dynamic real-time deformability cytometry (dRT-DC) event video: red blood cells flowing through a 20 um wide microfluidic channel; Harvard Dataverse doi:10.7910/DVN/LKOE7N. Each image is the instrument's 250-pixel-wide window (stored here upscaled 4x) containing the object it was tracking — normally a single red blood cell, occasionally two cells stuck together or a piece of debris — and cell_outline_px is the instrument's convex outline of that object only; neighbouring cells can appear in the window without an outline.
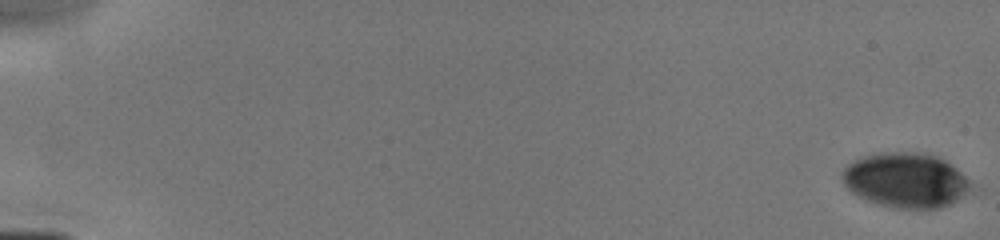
{"species": "human", "species_latin": "Homo sapiens", "temperature_condition": "cold", "stored_images_in_passage": 13, "camera_frame_rate_fps": 3000, "um_per_image_px": 0.085, "donor": {"sex": "male"}, "frame": {"image": 1, "passage_image": 1, "time_ms": 0.0, "image_size_px": [1000, 240], "cell_outline_px": [[972, 188], [956, 200], [940, 208], [896, 208], [880, 204], [856, 196], [844, 184], [840, 176], [840, 172], [852, 160], [860, 156], [880, 152], [924, 152], [936, 156], [944, 160], [956, 168], [968, 180]], "centroid_in_image_um": [76.92, 15.29], "position_along_channel_um": 8.1, "area_um2": 41.1}}
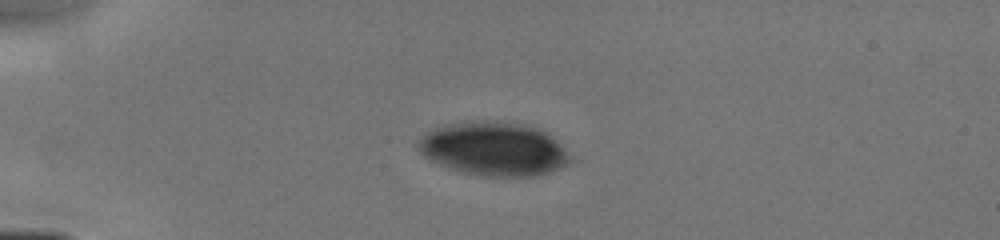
{"frame": {"image": 2, "passage_image": 7, "time_ms": 4.333, "image_size_px": [1000, 240], "cell_outline_px": [[572, 160], [568, 164], [548, 172], [536, 176], [484, 176], [460, 172], [440, 164], [424, 156], [416, 148], [416, 140], [420, 136], [432, 128], [448, 124], [476, 120], [492, 120], [524, 124], [540, 128], [548, 132], [564, 148]], "centroid_in_image_um": [41.94, 12.63], "position_along_channel_um": 43.1, "area_um2": 47.97}}
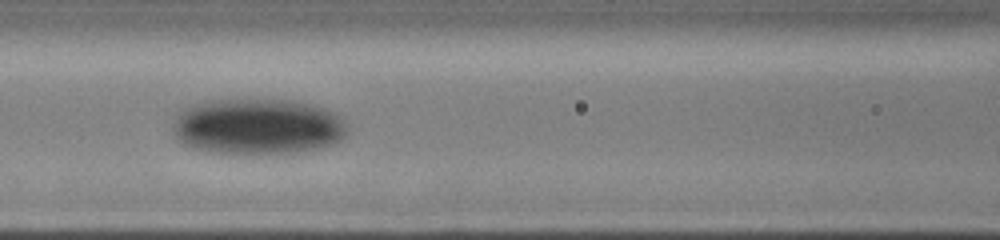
{"frame": {"image": 3, "passage_image": 12, "time_ms": 7.667, "image_size_px": [1000, 240], "cell_outline_px": [[348, 132], [340, 140], [332, 144], [316, 148], [296, 152], [212, 152], [192, 148], [184, 144], [176, 136], [172, 128], [172, 124], [176, 116], [184, 108], [208, 100], [292, 100], [312, 104], [324, 108], [340, 116], [348, 124]], "centroid_in_image_um": [21.92, 10.73], "position_along_channel_um": 144.7, "area_um2": 56.41}}